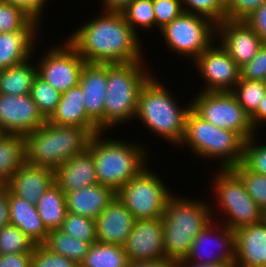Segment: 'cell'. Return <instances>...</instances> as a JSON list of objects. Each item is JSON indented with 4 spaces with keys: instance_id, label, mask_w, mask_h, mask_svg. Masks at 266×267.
<instances>
[{
    "instance_id": "6da1fadb",
    "label": "cell",
    "mask_w": 266,
    "mask_h": 267,
    "mask_svg": "<svg viewBox=\"0 0 266 267\" xmlns=\"http://www.w3.org/2000/svg\"><path fill=\"white\" fill-rule=\"evenodd\" d=\"M82 24L66 41L87 63L114 64L143 61L138 33L121 12L101 11Z\"/></svg>"
},
{
    "instance_id": "7a4b0ae2",
    "label": "cell",
    "mask_w": 266,
    "mask_h": 267,
    "mask_svg": "<svg viewBox=\"0 0 266 267\" xmlns=\"http://www.w3.org/2000/svg\"><path fill=\"white\" fill-rule=\"evenodd\" d=\"M209 207L210 203L198 198L190 200L173 194L168 199L162 216L165 258L181 261L188 256L197 235L216 219Z\"/></svg>"
},
{
    "instance_id": "3957f363",
    "label": "cell",
    "mask_w": 266,
    "mask_h": 267,
    "mask_svg": "<svg viewBox=\"0 0 266 267\" xmlns=\"http://www.w3.org/2000/svg\"><path fill=\"white\" fill-rule=\"evenodd\" d=\"M104 132L92 135L87 151L92 155L99 184L116 192L145 167L147 153L144 146L133 142L101 138ZM132 143V144H131ZM147 162V163H146Z\"/></svg>"
},
{
    "instance_id": "277c9868",
    "label": "cell",
    "mask_w": 266,
    "mask_h": 267,
    "mask_svg": "<svg viewBox=\"0 0 266 267\" xmlns=\"http://www.w3.org/2000/svg\"><path fill=\"white\" fill-rule=\"evenodd\" d=\"M91 137L87 129L46 121L24 136L26 162L54 170L72 156L85 152Z\"/></svg>"
},
{
    "instance_id": "5b68a950",
    "label": "cell",
    "mask_w": 266,
    "mask_h": 267,
    "mask_svg": "<svg viewBox=\"0 0 266 267\" xmlns=\"http://www.w3.org/2000/svg\"><path fill=\"white\" fill-rule=\"evenodd\" d=\"M176 101L172 93L152 76L141 89L135 118L140 119L156 136L179 146L191 103L181 108Z\"/></svg>"
},
{
    "instance_id": "8992f818",
    "label": "cell",
    "mask_w": 266,
    "mask_h": 267,
    "mask_svg": "<svg viewBox=\"0 0 266 267\" xmlns=\"http://www.w3.org/2000/svg\"><path fill=\"white\" fill-rule=\"evenodd\" d=\"M143 66L144 61L107 64L104 131L135 118L141 89L153 76Z\"/></svg>"
},
{
    "instance_id": "52a82bcc",
    "label": "cell",
    "mask_w": 266,
    "mask_h": 267,
    "mask_svg": "<svg viewBox=\"0 0 266 267\" xmlns=\"http://www.w3.org/2000/svg\"><path fill=\"white\" fill-rule=\"evenodd\" d=\"M244 143L245 140L238 133L209 123L191 108L186 116L185 132L179 145L184 147L188 144L192 148L191 152L199 158L221 159L219 170H225L242 163Z\"/></svg>"
},
{
    "instance_id": "ba28073f",
    "label": "cell",
    "mask_w": 266,
    "mask_h": 267,
    "mask_svg": "<svg viewBox=\"0 0 266 267\" xmlns=\"http://www.w3.org/2000/svg\"><path fill=\"white\" fill-rule=\"evenodd\" d=\"M213 175L214 198L217 204L226 213L228 220L220 223L232 230L246 225L261 222L265 213L258 207L252 197L247 193L242 180L231 170H218Z\"/></svg>"
},
{
    "instance_id": "9c48e42d",
    "label": "cell",
    "mask_w": 266,
    "mask_h": 267,
    "mask_svg": "<svg viewBox=\"0 0 266 267\" xmlns=\"http://www.w3.org/2000/svg\"><path fill=\"white\" fill-rule=\"evenodd\" d=\"M163 182L158 174L145 167L124 184L116 192V196L136 220L162 217L166 203L172 196Z\"/></svg>"
},
{
    "instance_id": "30bf717a",
    "label": "cell",
    "mask_w": 266,
    "mask_h": 267,
    "mask_svg": "<svg viewBox=\"0 0 266 267\" xmlns=\"http://www.w3.org/2000/svg\"><path fill=\"white\" fill-rule=\"evenodd\" d=\"M216 25L210 18L183 11L160 29V33L171 52L195 60L215 42Z\"/></svg>"
},
{
    "instance_id": "8fae6325",
    "label": "cell",
    "mask_w": 266,
    "mask_h": 267,
    "mask_svg": "<svg viewBox=\"0 0 266 267\" xmlns=\"http://www.w3.org/2000/svg\"><path fill=\"white\" fill-rule=\"evenodd\" d=\"M191 108L204 120L238 133L244 140L255 135L250 117L231 91H200L191 100Z\"/></svg>"
},
{
    "instance_id": "7c38bea8",
    "label": "cell",
    "mask_w": 266,
    "mask_h": 267,
    "mask_svg": "<svg viewBox=\"0 0 266 267\" xmlns=\"http://www.w3.org/2000/svg\"><path fill=\"white\" fill-rule=\"evenodd\" d=\"M37 65L38 76L60 93L77 86L87 63L65 40L47 51Z\"/></svg>"
},
{
    "instance_id": "4fadbf2b",
    "label": "cell",
    "mask_w": 266,
    "mask_h": 267,
    "mask_svg": "<svg viewBox=\"0 0 266 267\" xmlns=\"http://www.w3.org/2000/svg\"><path fill=\"white\" fill-rule=\"evenodd\" d=\"M219 222L220 221L217 219L216 221L213 220L197 235L192 243L188 256L185 258L187 262L195 264H229L234 267L235 230H232ZM213 243L215 244L213 245ZM210 245L213 246L212 249L207 250L211 247ZM215 245L216 248H214ZM215 249H218L219 251L217 250L215 253Z\"/></svg>"
},
{
    "instance_id": "5bb4252c",
    "label": "cell",
    "mask_w": 266,
    "mask_h": 267,
    "mask_svg": "<svg viewBox=\"0 0 266 267\" xmlns=\"http://www.w3.org/2000/svg\"><path fill=\"white\" fill-rule=\"evenodd\" d=\"M218 45L213 43L192 60L205 82L201 91H232L240 81V67L227 51Z\"/></svg>"
},
{
    "instance_id": "9a60e30c",
    "label": "cell",
    "mask_w": 266,
    "mask_h": 267,
    "mask_svg": "<svg viewBox=\"0 0 266 267\" xmlns=\"http://www.w3.org/2000/svg\"><path fill=\"white\" fill-rule=\"evenodd\" d=\"M47 120L38 110L30 94H0V132L25 136Z\"/></svg>"
},
{
    "instance_id": "2e32d148",
    "label": "cell",
    "mask_w": 266,
    "mask_h": 267,
    "mask_svg": "<svg viewBox=\"0 0 266 267\" xmlns=\"http://www.w3.org/2000/svg\"><path fill=\"white\" fill-rule=\"evenodd\" d=\"M131 261H153L165 258L163 220H135L133 229L124 245Z\"/></svg>"
},
{
    "instance_id": "e0dca14e",
    "label": "cell",
    "mask_w": 266,
    "mask_h": 267,
    "mask_svg": "<svg viewBox=\"0 0 266 267\" xmlns=\"http://www.w3.org/2000/svg\"><path fill=\"white\" fill-rule=\"evenodd\" d=\"M217 41L241 68L249 62L264 44L245 21L225 19L216 25ZM219 37V38H218Z\"/></svg>"
},
{
    "instance_id": "ac0fdd59",
    "label": "cell",
    "mask_w": 266,
    "mask_h": 267,
    "mask_svg": "<svg viewBox=\"0 0 266 267\" xmlns=\"http://www.w3.org/2000/svg\"><path fill=\"white\" fill-rule=\"evenodd\" d=\"M79 85L84 95L88 118L104 131V101L107 96V64L86 63Z\"/></svg>"
},
{
    "instance_id": "d6986e66",
    "label": "cell",
    "mask_w": 266,
    "mask_h": 267,
    "mask_svg": "<svg viewBox=\"0 0 266 267\" xmlns=\"http://www.w3.org/2000/svg\"><path fill=\"white\" fill-rule=\"evenodd\" d=\"M135 220L132 213L116 196L95 219L97 242L124 246Z\"/></svg>"
},
{
    "instance_id": "ffe728a7",
    "label": "cell",
    "mask_w": 266,
    "mask_h": 267,
    "mask_svg": "<svg viewBox=\"0 0 266 267\" xmlns=\"http://www.w3.org/2000/svg\"><path fill=\"white\" fill-rule=\"evenodd\" d=\"M266 217L259 223L235 230L234 267H265Z\"/></svg>"
},
{
    "instance_id": "44dd1931",
    "label": "cell",
    "mask_w": 266,
    "mask_h": 267,
    "mask_svg": "<svg viewBox=\"0 0 266 267\" xmlns=\"http://www.w3.org/2000/svg\"><path fill=\"white\" fill-rule=\"evenodd\" d=\"M54 183V170L25 162L10 178L6 187L15 195L36 205Z\"/></svg>"
},
{
    "instance_id": "7402d4cb",
    "label": "cell",
    "mask_w": 266,
    "mask_h": 267,
    "mask_svg": "<svg viewBox=\"0 0 266 267\" xmlns=\"http://www.w3.org/2000/svg\"><path fill=\"white\" fill-rule=\"evenodd\" d=\"M40 21L33 19L24 29L0 33V70L19 65L33 55Z\"/></svg>"
},
{
    "instance_id": "603a6c76",
    "label": "cell",
    "mask_w": 266,
    "mask_h": 267,
    "mask_svg": "<svg viewBox=\"0 0 266 267\" xmlns=\"http://www.w3.org/2000/svg\"><path fill=\"white\" fill-rule=\"evenodd\" d=\"M54 182L64 193L97 184L92 155L86 150L58 165L54 169Z\"/></svg>"
},
{
    "instance_id": "cb8c5ba5",
    "label": "cell",
    "mask_w": 266,
    "mask_h": 267,
    "mask_svg": "<svg viewBox=\"0 0 266 267\" xmlns=\"http://www.w3.org/2000/svg\"><path fill=\"white\" fill-rule=\"evenodd\" d=\"M67 212L96 219L115 199L116 191L102 184L66 192Z\"/></svg>"
},
{
    "instance_id": "d4e9b609",
    "label": "cell",
    "mask_w": 266,
    "mask_h": 267,
    "mask_svg": "<svg viewBox=\"0 0 266 267\" xmlns=\"http://www.w3.org/2000/svg\"><path fill=\"white\" fill-rule=\"evenodd\" d=\"M47 121L56 125L78 126L87 129L92 135L100 132L87 116L79 84L61 93L57 108Z\"/></svg>"
},
{
    "instance_id": "484cf974",
    "label": "cell",
    "mask_w": 266,
    "mask_h": 267,
    "mask_svg": "<svg viewBox=\"0 0 266 267\" xmlns=\"http://www.w3.org/2000/svg\"><path fill=\"white\" fill-rule=\"evenodd\" d=\"M10 224L21 230L35 245L46 242L49 231L43 225L36 205L15 196L8 189Z\"/></svg>"
},
{
    "instance_id": "4316f807",
    "label": "cell",
    "mask_w": 266,
    "mask_h": 267,
    "mask_svg": "<svg viewBox=\"0 0 266 267\" xmlns=\"http://www.w3.org/2000/svg\"><path fill=\"white\" fill-rule=\"evenodd\" d=\"M26 162L25 138L16 134L0 135V183L6 186L11 176Z\"/></svg>"
},
{
    "instance_id": "83f0119b",
    "label": "cell",
    "mask_w": 266,
    "mask_h": 267,
    "mask_svg": "<svg viewBox=\"0 0 266 267\" xmlns=\"http://www.w3.org/2000/svg\"><path fill=\"white\" fill-rule=\"evenodd\" d=\"M36 209L48 231L59 229L67 213L65 193L54 182L36 203Z\"/></svg>"
},
{
    "instance_id": "f1b7e54d",
    "label": "cell",
    "mask_w": 266,
    "mask_h": 267,
    "mask_svg": "<svg viewBox=\"0 0 266 267\" xmlns=\"http://www.w3.org/2000/svg\"><path fill=\"white\" fill-rule=\"evenodd\" d=\"M27 60L19 65L0 70V94H30L38 75L37 66Z\"/></svg>"
},
{
    "instance_id": "f546056e",
    "label": "cell",
    "mask_w": 266,
    "mask_h": 267,
    "mask_svg": "<svg viewBox=\"0 0 266 267\" xmlns=\"http://www.w3.org/2000/svg\"><path fill=\"white\" fill-rule=\"evenodd\" d=\"M48 250L80 265L88 253L90 243L76 239L59 229L50 230L43 244Z\"/></svg>"
},
{
    "instance_id": "4dcf8cb0",
    "label": "cell",
    "mask_w": 266,
    "mask_h": 267,
    "mask_svg": "<svg viewBox=\"0 0 266 267\" xmlns=\"http://www.w3.org/2000/svg\"><path fill=\"white\" fill-rule=\"evenodd\" d=\"M128 262L124 246L95 242L79 267H126Z\"/></svg>"
},
{
    "instance_id": "1f68e13d",
    "label": "cell",
    "mask_w": 266,
    "mask_h": 267,
    "mask_svg": "<svg viewBox=\"0 0 266 267\" xmlns=\"http://www.w3.org/2000/svg\"><path fill=\"white\" fill-rule=\"evenodd\" d=\"M231 92L245 113L251 117L258 110L259 104L265 96L266 87L261 80L240 79Z\"/></svg>"
},
{
    "instance_id": "d6a6232c",
    "label": "cell",
    "mask_w": 266,
    "mask_h": 267,
    "mask_svg": "<svg viewBox=\"0 0 266 267\" xmlns=\"http://www.w3.org/2000/svg\"><path fill=\"white\" fill-rule=\"evenodd\" d=\"M231 170L242 180L247 193L266 215V176L252 172L242 163Z\"/></svg>"
},
{
    "instance_id": "836d02e7",
    "label": "cell",
    "mask_w": 266,
    "mask_h": 267,
    "mask_svg": "<svg viewBox=\"0 0 266 267\" xmlns=\"http://www.w3.org/2000/svg\"><path fill=\"white\" fill-rule=\"evenodd\" d=\"M59 230L90 244L97 242L95 219L90 217L67 212Z\"/></svg>"
},
{
    "instance_id": "e575fe53",
    "label": "cell",
    "mask_w": 266,
    "mask_h": 267,
    "mask_svg": "<svg viewBox=\"0 0 266 267\" xmlns=\"http://www.w3.org/2000/svg\"><path fill=\"white\" fill-rule=\"evenodd\" d=\"M31 98L36 103L38 110L48 120L54 113L60 101L61 93L38 75L30 91Z\"/></svg>"
},
{
    "instance_id": "d590c367",
    "label": "cell",
    "mask_w": 266,
    "mask_h": 267,
    "mask_svg": "<svg viewBox=\"0 0 266 267\" xmlns=\"http://www.w3.org/2000/svg\"><path fill=\"white\" fill-rule=\"evenodd\" d=\"M34 247L35 244L14 225L0 228V255L33 253Z\"/></svg>"
},
{
    "instance_id": "8d00e7d4",
    "label": "cell",
    "mask_w": 266,
    "mask_h": 267,
    "mask_svg": "<svg viewBox=\"0 0 266 267\" xmlns=\"http://www.w3.org/2000/svg\"><path fill=\"white\" fill-rule=\"evenodd\" d=\"M121 13L136 33L138 28L156 26L153 0H134Z\"/></svg>"
},
{
    "instance_id": "74e56055",
    "label": "cell",
    "mask_w": 266,
    "mask_h": 267,
    "mask_svg": "<svg viewBox=\"0 0 266 267\" xmlns=\"http://www.w3.org/2000/svg\"><path fill=\"white\" fill-rule=\"evenodd\" d=\"M33 19L23 8L0 0V33L22 30Z\"/></svg>"
},
{
    "instance_id": "f35d334b",
    "label": "cell",
    "mask_w": 266,
    "mask_h": 267,
    "mask_svg": "<svg viewBox=\"0 0 266 267\" xmlns=\"http://www.w3.org/2000/svg\"><path fill=\"white\" fill-rule=\"evenodd\" d=\"M183 10L210 18L216 24L226 19V0H181Z\"/></svg>"
},
{
    "instance_id": "ab89813d",
    "label": "cell",
    "mask_w": 266,
    "mask_h": 267,
    "mask_svg": "<svg viewBox=\"0 0 266 267\" xmlns=\"http://www.w3.org/2000/svg\"><path fill=\"white\" fill-rule=\"evenodd\" d=\"M256 135L245 140L242 164L251 170L266 176V144L255 145Z\"/></svg>"
},
{
    "instance_id": "60d3db41",
    "label": "cell",
    "mask_w": 266,
    "mask_h": 267,
    "mask_svg": "<svg viewBox=\"0 0 266 267\" xmlns=\"http://www.w3.org/2000/svg\"><path fill=\"white\" fill-rule=\"evenodd\" d=\"M32 267H79L75 262L48 250L44 245H35Z\"/></svg>"
},
{
    "instance_id": "b9f144b4",
    "label": "cell",
    "mask_w": 266,
    "mask_h": 267,
    "mask_svg": "<svg viewBox=\"0 0 266 267\" xmlns=\"http://www.w3.org/2000/svg\"><path fill=\"white\" fill-rule=\"evenodd\" d=\"M156 26L162 29L184 10L181 0H153Z\"/></svg>"
},
{
    "instance_id": "7bdbcfd3",
    "label": "cell",
    "mask_w": 266,
    "mask_h": 267,
    "mask_svg": "<svg viewBox=\"0 0 266 267\" xmlns=\"http://www.w3.org/2000/svg\"><path fill=\"white\" fill-rule=\"evenodd\" d=\"M266 0H226V19L244 21Z\"/></svg>"
},
{
    "instance_id": "ee69618b",
    "label": "cell",
    "mask_w": 266,
    "mask_h": 267,
    "mask_svg": "<svg viewBox=\"0 0 266 267\" xmlns=\"http://www.w3.org/2000/svg\"><path fill=\"white\" fill-rule=\"evenodd\" d=\"M240 72V79L263 81L266 78V43L249 62L240 68Z\"/></svg>"
},
{
    "instance_id": "f6af8a7d",
    "label": "cell",
    "mask_w": 266,
    "mask_h": 267,
    "mask_svg": "<svg viewBox=\"0 0 266 267\" xmlns=\"http://www.w3.org/2000/svg\"><path fill=\"white\" fill-rule=\"evenodd\" d=\"M244 21L266 43V1Z\"/></svg>"
},
{
    "instance_id": "bcb514c9",
    "label": "cell",
    "mask_w": 266,
    "mask_h": 267,
    "mask_svg": "<svg viewBox=\"0 0 266 267\" xmlns=\"http://www.w3.org/2000/svg\"><path fill=\"white\" fill-rule=\"evenodd\" d=\"M23 8L34 19L41 21L42 12L47 5L46 0H2ZM45 5V6H44ZM40 19V20H39Z\"/></svg>"
},
{
    "instance_id": "7dc6e473",
    "label": "cell",
    "mask_w": 266,
    "mask_h": 267,
    "mask_svg": "<svg viewBox=\"0 0 266 267\" xmlns=\"http://www.w3.org/2000/svg\"><path fill=\"white\" fill-rule=\"evenodd\" d=\"M0 267H32V253L0 255Z\"/></svg>"
},
{
    "instance_id": "c3c4849f",
    "label": "cell",
    "mask_w": 266,
    "mask_h": 267,
    "mask_svg": "<svg viewBox=\"0 0 266 267\" xmlns=\"http://www.w3.org/2000/svg\"><path fill=\"white\" fill-rule=\"evenodd\" d=\"M10 224L8 188L3 186L0 189V228Z\"/></svg>"
},
{
    "instance_id": "681fc988",
    "label": "cell",
    "mask_w": 266,
    "mask_h": 267,
    "mask_svg": "<svg viewBox=\"0 0 266 267\" xmlns=\"http://www.w3.org/2000/svg\"><path fill=\"white\" fill-rule=\"evenodd\" d=\"M178 261L172 259H160L153 261H131L126 267H177Z\"/></svg>"
},
{
    "instance_id": "f907efd6",
    "label": "cell",
    "mask_w": 266,
    "mask_h": 267,
    "mask_svg": "<svg viewBox=\"0 0 266 267\" xmlns=\"http://www.w3.org/2000/svg\"><path fill=\"white\" fill-rule=\"evenodd\" d=\"M104 11L122 12L134 0H101Z\"/></svg>"
},
{
    "instance_id": "816d5d0a",
    "label": "cell",
    "mask_w": 266,
    "mask_h": 267,
    "mask_svg": "<svg viewBox=\"0 0 266 267\" xmlns=\"http://www.w3.org/2000/svg\"><path fill=\"white\" fill-rule=\"evenodd\" d=\"M252 127L257 129L259 123L266 121V92L263 100L260 102L258 110L250 117Z\"/></svg>"
},
{
    "instance_id": "f5cc1de1",
    "label": "cell",
    "mask_w": 266,
    "mask_h": 267,
    "mask_svg": "<svg viewBox=\"0 0 266 267\" xmlns=\"http://www.w3.org/2000/svg\"><path fill=\"white\" fill-rule=\"evenodd\" d=\"M177 267H233L229 264H210V263H205V264H195L192 262H187L185 259L178 261Z\"/></svg>"
},
{
    "instance_id": "db71d44e",
    "label": "cell",
    "mask_w": 266,
    "mask_h": 267,
    "mask_svg": "<svg viewBox=\"0 0 266 267\" xmlns=\"http://www.w3.org/2000/svg\"><path fill=\"white\" fill-rule=\"evenodd\" d=\"M263 82H264V85H265V87H266V78L263 80Z\"/></svg>"
}]
</instances>
